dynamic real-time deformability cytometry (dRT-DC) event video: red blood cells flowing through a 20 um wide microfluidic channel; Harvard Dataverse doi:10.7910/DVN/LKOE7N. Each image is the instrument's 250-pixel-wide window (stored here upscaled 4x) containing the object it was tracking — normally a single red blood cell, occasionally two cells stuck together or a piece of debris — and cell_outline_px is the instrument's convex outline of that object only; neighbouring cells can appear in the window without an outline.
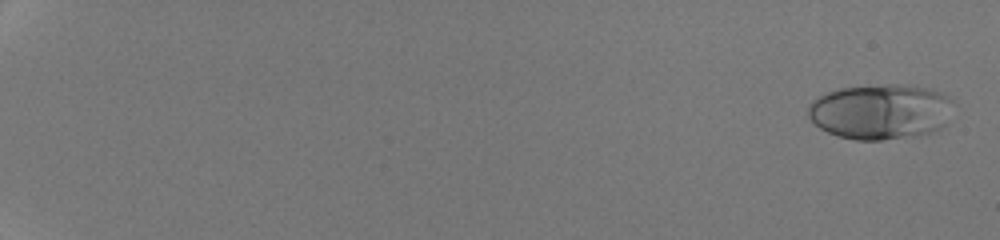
{"species": "human", "species_latin": "Homo sapiens", "temperature_condition": "room temperature", "stored_images_in_passage": 54, "segment_of_instrument_passage": [1, 2], "camera_frame_rate_fps": 3000, "um_per_image_px": 0.085, "donor": {"sex": "male"}, "frame": {"image": 1, "passage_image": 2, "time_ms": 0.333, "image_size_px": [1000, 240], "cell_outline_px": [[952, 100], [944, 124], [940, 128], [932, 132], [916, 136], [880, 140], [856, 140], [836, 136], [820, 128], [808, 116], [808, 104], [816, 96], [840, 88], [888, 84], [896, 84], [932, 88], [944, 92]], "centroid_in_image_um": [74.81, 9.48], "position_along_channel_um": 10.2, "area_um2": 46.93}}
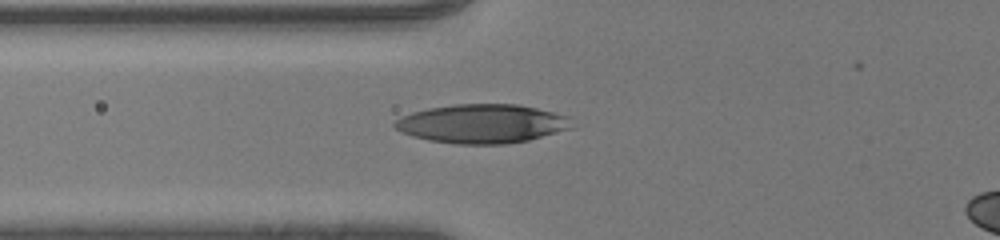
{"frame": {"image": 2, "passage_image": 24, "time_ms": 7.667, "image_size_px": [1000, 240], "cell_outline_px": [[576, 128], [528, 140], [504, 144], [456, 144], [428, 140], [412, 136], [400, 132], [392, 124], [400, 116], [412, 112], [428, 108], [456, 104], [520, 104], [568, 116]], "centroid_in_image_um": [40.99, 10.51], "position_along_channel_um": 84.8, "area_um2": 40.46}}
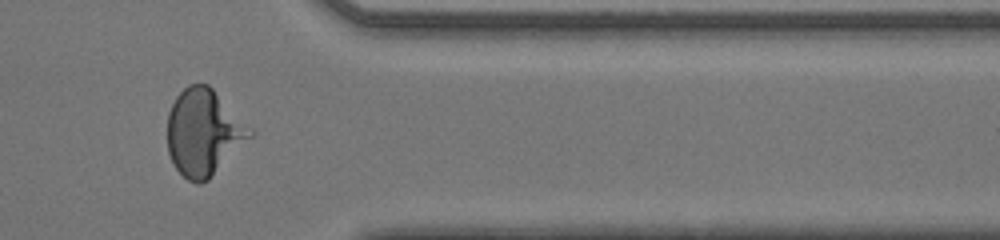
{"frame": {"image": 3, "passage_image": 46, "time_ms": 15.0, "image_size_px": [1000, 240], "cell_outline_px": [[256, 132], [208, 180], [200, 184], [196, 184], [188, 180], [176, 168], [168, 152], [168, 112], [176, 96], [188, 84], [208, 84]], "centroid_in_image_um": [17.31, 11.26], "position_along_channel_um": 394.1, "area_um2": 41.38}}